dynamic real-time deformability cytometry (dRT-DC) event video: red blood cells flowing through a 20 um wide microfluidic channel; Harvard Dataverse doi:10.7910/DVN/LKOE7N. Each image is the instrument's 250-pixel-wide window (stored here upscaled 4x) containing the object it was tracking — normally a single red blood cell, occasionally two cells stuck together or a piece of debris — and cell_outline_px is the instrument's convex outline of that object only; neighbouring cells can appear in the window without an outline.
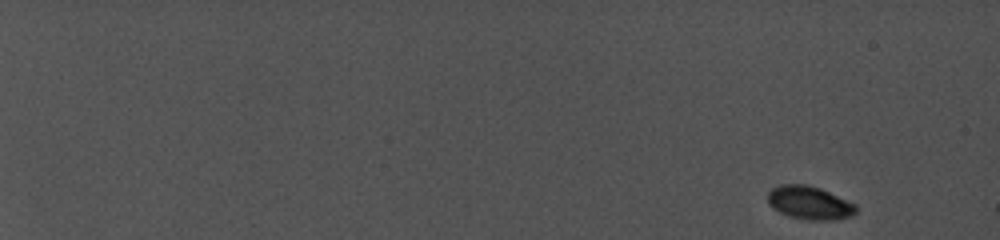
{"species": "common noctule bat (a hibernating species)", "species_latin": "Nyctalus noctula", "temperature_condition": "cold", "stored_images_in_passage": 21, "segment_of_instrument_passage": [1, 2], "camera_frame_rate_fps": 5000, "um_per_image_px": 0.085, "animal": {"sex": "female", "body_mass_g": 19.0, "forearm_length_mm": 56.7}, "frame": {"image": 1, "passage_image": 1, "time_ms": 0.0, "image_size_px": [1000, 240], "cell_outline_px": [[856, 212], [852, 216], [828, 220], [812, 220], [792, 216], [780, 212], [772, 208], [768, 200], [768, 192], [772, 188], [780, 184], [808, 184], [820, 188], [856, 204]], "centroid_in_image_um": [68.8, 17.22], "position_along_channel_um": 16.2, "area_um2": 16.94}}